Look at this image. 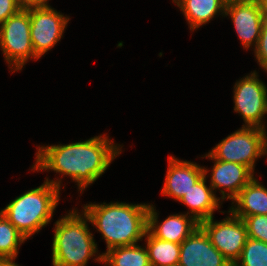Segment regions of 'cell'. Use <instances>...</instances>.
<instances>
[{
	"label": "cell",
	"mask_w": 267,
	"mask_h": 266,
	"mask_svg": "<svg viewBox=\"0 0 267 266\" xmlns=\"http://www.w3.org/2000/svg\"><path fill=\"white\" fill-rule=\"evenodd\" d=\"M36 147L35 161L30 171H53L56 173L55 178L46 176L45 180L60 190L65 188L63 178H70L77 185L79 197L102 177L124 151L123 143L114 142L106 133L69 144H39Z\"/></svg>",
	"instance_id": "obj_1"
},
{
	"label": "cell",
	"mask_w": 267,
	"mask_h": 266,
	"mask_svg": "<svg viewBox=\"0 0 267 266\" xmlns=\"http://www.w3.org/2000/svg\"><path fill=\"white\" fill-rule=\"evenodd\" d=\"M81 207L95 232H99L101 239H104L105 251L135 245L144 239L148 227V202H89Z\"/></svg>",
	"instance_id": "obj_2"
},
{
	"label": "cell",
	"mask_w": 267,
	"mask_h": 266,
	"mask_svg": "<svg viewBox=\"0 0 267 266\" xmlns=\"http://www.w3.org/2000/svg\"><path fill=\"white\" fill-rule=\"evenodd\" d=\"M89 225L88 216L78 207L67 210L54 222L51 266H87L92 259L102 262L103 252L98 250Z\"/></svg>",
	"instance_id": "obj_3"
},
{
	"label": "cell",
	"mask_w": 267,
	"mask_h": 266,
	"mask_svg": "<svg viewBox=\"0 0 267 266\" xmlns=\"http://www.w3.org/2000/svg\"><path fill=\"white\" fill-rule=\"evenodd\" d=\"M60 191L44 180L40 186L16 196L0 212L29 240L51 224L60 204Z\"/></svg>",
	"instance_id": "obj_4"
},
{
	"label": "cell",
	"mask_w": 267,
	"mask_h": 266,
	"mask_svg": "<svg viewBox=\"0 0 267 266\" xmlns=\"http://www.w3.org/2000/svg\"><path fill=\"white\" fill-rule=\"evenodd\" d=\"M209 153L217 160L238 163L256 173V161L267 158V137L264 129L241 126L212 147Z\"/></svg>",
	"instance_id": "obj_5"
},
{
	"label": "cell",
	"mask_w": 267,
	"mask_h": 266,
	"mask_svg": "<svg viewBox=\"0 0 267 266\" xmlns=\"http://www.w3.org/2000/svg\"><path fill=\"white\" fill-rule=\"evenodd\" d=\"M29 9H20L0 25V49L11 74L23 70L27 62L37 61L30 36Z\"/></svg>",
	"instance_id": "obj_6"
},
{
	"label": "cell",
	"mask_w": 267,
	"mask_h": 266,
	"mask_svg": "<svg viewBox=\"0 0 267 266\" xmlns=\"http://www.w3.org/2000/svg\"><path fill=\"white\" fill-rule=\"evenodd\" d=\"M259 77L258 71L252 70L236 80L233 85V110L241 116L242 126L264 129L267 137V85Z\"/></svg>",
	"instance_id": "obj_7"
},
{
	"label": "cell",
	"mask_w": 267,
	"mask_h": 266,
	"mask_svg": "<svg viewBox=\"0 0 267 266\" xmlns=\"http://www.w3.org/2000/svg\"><path fill=\"white\" fill-rule=\"evenodd\" d=\"M222 220L214 219L215 216L199 223L208 236L212 245L234 265L240 258L242 249L248 239V232L243 220L228 211Z\"/></svg>",
	"instance_id": "obj_8"
},
{
	"label": "cell",
	"mask_w": 267,
	"mask_h": 266,
	"mask_svg": "<svg viewBox=\"0 0 267 266\" xmlns=\"http://www.w3.org/2000/svg\"><path fill=\"white\" fill-rule=\"evenodd\" d=\"M29 13L32 46L35 55L41 59L64 37L71 18L53 7L31 8Z\"/></svg>",
	"instance_id": "obj_9"
},
{
	"label": "cell",
	"mask_w": 267,
	"mask_h": 266,
	"mask_svg": "<svg viewBox=\"0 0 267 266\" xmlns=\"http://www.w3.org/2000/svg\"><path fill=\"white\" fill-rule=\"evenodd\" d=\"M211 160L213 164L211 171L208 166H203L204 175L209 181L215 194L217 191L220 194L219 199L224 202L232 201L238 193L256 176L249 167L234 163L225 162L215 159L209 152L200 156ZM211 172V173H210ZM210 173V174H209ZM209 175V176H208Z\"/></svg>",
	"instance_id": "obj_10"
},
{
	"label": "cell",
	"mask_w": 267,
	"mask_h": 266,
	"mask_svg": "<svg viewBox=\"0 0 267 266\" xmlns=\"http://www.w3.org/2000/svg\"><path fill=\"white\" fill-rule=\"evenodd\" d=\"M224 17L231 19L234 31L244 50H254L261 34L263 16L257 0L225 6Z\"/></svg>",
	"instance_id": "obj_11"
},
{
	"label": "cell",
	"mask_w": 267,
	"mask_h": 266,
	"mask_svg": "<svg viewBox=\"0 0 267 266\" xmlns=\"http://www.w3.org/2000/svg\"><path fill=\"white\" fill-rule=\"evenodd\" d=\"M161 195L176 202L204 176L203 165L169 155Z\"/></svg>",
	"instance_id": "obj_12"
},
{
	"label": "cell",
	"mask_w": 267,
	"mask_h": 266,
	"mask_svg": "<svg viewBox=\"0 0 267 266\" xmlns=\"http://www.w3.org/2000/svg\"><path fill=\"white\" fill-rule=\"evenodd\" d=\"M178 266H233L199 226L180 244Z\"/></svg>",
	"instance_id": "obj_13"
},
{
	"label": "cell",
	"mask_w": 267,
	"mask_h": 266,
	"mask_svg": "<svg viewBox=\"0 0 267 266\" xmlns=\"http://www.w3.org/2000/svg\"><path fill=\"white\" fill-rule=\"evenodd\" d=\"M159 213L154 203L149 202L147 230L160 240L181 244L199 227V223L185 211L170 214L162 221H159Z\"/></svg>",
	"instance_id": "obj_14"
},
{
	"label": "cell",
	"mask_w": 267,
	"mask_h": 266,
	"mask_svg": "<svg viewBox=\"0 0 267 266\" xmlns=\"http://www.w3.org/2000/svg\"><path fill=\"white\" fill-rule=\"evenodd\" d=\"M178 202L187 207L185 213L198 223L213 217L215 211H219L223 205L212 187L207 185L205 175Z\"/></svg>",
	"instance_id": "obj_15"
},
{
	"label": "cell",
	"mask_w": 267,
	"mask_h": 266,
	"mask_svg": "<svg viewBox=\"0 0 267 266\" xmlns=\"http://www.w3.org/2000/svg\"><path fill=\"white\" fill-rule=\"evenodd\" d=\"M187 21L190 32L210 23L214 18H225V4L222 0H172Z\"/></svg>",
	"instance_id": "obj_16"
},
{
	"label": "cell",
	"mask_w": 267,
	"mask_h": 266,
	"mask_svg": "<svg viewBox=\"0 0 267 266\" xmlns=\"http://www.w3.org/2000/svg\"><path fill=\"white\" fill-rule=\"evenodd\" d=\"M243 219L246 216L267 215V188L254 177L231 201L228 209Z\"/></svg>",
	"instance_id": "obj_17"
},
{
	"label": "cell",
	"mask_w": 267,
	"mask_h": 266,
	"mask_svg": "<svg viewBox=\"0 0 267 266\" xmlns=\"http://www.w3.org/2000/svg\"><path fill=\"white\" fill-rule=\"evenodd\" d=\"M151 266H178L180 244L163 241L154 237L148 230L144 236Z\"/></svg>",
	"instance_id": "obj_18"
},
{
	"label": "cell",
	"mask_w": 267,
	"mask_h": 266,
	"mask_svg": "<svg viewBox=\"0 0 267 266\" xmlns=\"http://www.w3.org/2000/svg\"><path fill=\"white\" fill-rule=\"evenodd\" d=\"M101 264L108 266H151L144 245L118 246L103 252Z\"/></svg>",
	"instance_id": "obj_19"
},
{
	"label": "cell",
	"mask_w": 267,
	"mask_h": 266,
	"mask_svg": "<svg viewBox=\"0 0 267 266\" xmlns=\"http://www.w3.org/2000/svg\"><path fill=\"white\" fill-rule=\"evenodd\" d=\"M27 238L0 212V258H18Z\"/></svg>",
	"instance_id": "obj_20"
},
{
	"label": "cell",
	"mask_w": 267,
	"mask_h": 266,
	"mask_svg": "<svg viewBox=\"0 0 267 266\" xmlns=\"http://www.w3.org/2000/svg\"><path fill=\"white\" fill-rule=\"evenodd\" d=\"M233 266H267V243L248 237Z\"/></svg>",
	"instance_id": "obj_21"
},
{
	"label": "cell",
	"mask_w": 267,
	"mask_h": 266,
	"mask_svg": "<svg viewBox=\"0 0 267 266\" xmlns=\"http://www.w3.org/2000/svg\"><path fill=\"white\" fill-rule=\"evenodd\" d=\"M242 220L249 238L267 243V215L246 216Z\"/></svg>",
	"instance_id": "obj_22"
},
{
	"label": "cell",
	"mask_w": 267,
	"mask_h": 266,
	"mask_svg": "<svg viewBox=\"0 0 267 266\" xmlns=\"http://www.w3.org/2000/svg\"><path fill=\"white\" fill-rule=\"evenodd\" d=\"M254 59L259 69L267 74V19H264L258 44L254 50Z\"/></svg>",
	"instance_id": "obj_23"
},
{
	"label": "cell",
	"mask_w": 267,
	"mask_h": 266,
	"mask_svg": "<svg viewBox=\"0 0 267 266\" xmlns=\"http://www.w3.org/2000/svg\"><path fill=\"white\" fill-rule=\"evenodd\" d=\"M20 9L18 0H0V25Z\"/></svg>",
	"instance_id": "obj_24"
},
{
	"label": "cell",
	"mask_w": 267,
	"mask_h": 266,
	"mask_svg": "<svg viewBox=\"0 0 267 266\" xmlns=\"http://www.w3.org/2000/svg\"><path fill=\"white\" fill-rule=\"evenodd\" d=\"M50 0H18L21 9L52 7Z\"/></svg>",
	"instance_id": "obj_25"
},
{
	"label": "cell",
	"mask_w": 267,
	"mask_h": 266,
	"mask_svg": "<svg viewBox=\"0 0 267 266\" xmlns=\"http://www.w3.org/2000/svg\"><path fill=\"white\" fill-rule=\"evenodd\" d=\"M17 258H0V266H21L16 261Z\"/></svg>",
	"instance_id": "obj_26"
},
{
	"label": "cell",
	"mask_w": 267,
	"mask_h": 266,
	"mask_svg": "<svg viewBox=\"0 0 267 266\" xmlns=\"http://www.w3.org/2000/svg\"><path fill=\"white\" fill-rule=\"evenodd\" d=\"M257 1L260 5L261 14L263 16V19H267V0H257Z\"/></svg>",
	"instance_id": "obj_27"
},
{
	"label": "cell",
	"mask_w": 267,
	"mask_h": 266,
	"mask_svg": "<svg viewBox=\"0 0 267 266\" xmlns=\"http://www.w3.org/2000/svg\"><path fill=\"white\" fill-rule=\"evenodd\" d=\"M225 5H229L231 3H239V2H248L252 0H222Z\"/></svg>",
	"instance_id": "obj_28"
}]
</instances>
